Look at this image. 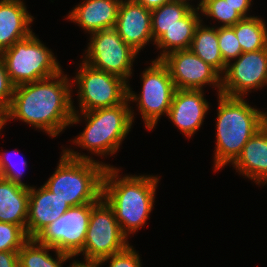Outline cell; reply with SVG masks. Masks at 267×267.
<instances>
[{"instance_id": "obj_1", "label": "cell", "mask_w": 267, "mask_h": 267, "mask_svg": "<svg viewBox=\"0 0 267 267\" xmlns=\"http://www.w3.org/2000/svg\"><path fill=\"white\" fill-rule=\"evenodd\" d=\"M63 73L14 86L12 101L6 110L7 121L21 120L51 137H57L69 127L74 114V85Z\"/></svg>"}, {"instance_id": "obj_2", "label": "cell", "mask_w": 267, "mask_h": 267, "mask_svg": "<svg viewBox=\"0 0 267 267\" xmlns=\"http://www.w3.org/2000/svg\"><path fill=\"white\" fill-rule=\"evenodd\" d=\"M117 167H106L102 180V198L113 209L122 233L128 238L143 225L154 207L158 175L121 176Z\"/></svg>"}, {"instance_id": "obj_3", "label": "cell", "mask_w": 267, "mask_h": 267, "mask_svg": "<svg viewBox=\"0 0 267 267\" xmlns=\"http://www.w3.org/2000/svg\"><path fill=\"white\" fill-rule=\"evenodd\" d=\"M217 96L214 171L232 165L248 140L264 126V112L249 105L244 97Z\"/></svg>"}, {"instance_id": "obj_4", "label": "cell", "mask_w": 267, "mask_h": 267, "mask_svg": "<svg viewBox=\"0 0 267 267\" xmlns=\"http://www.w3.org/2000/svg\"><path fill=\"white\" fill-rule=\"evenodd\" d=\"M62 150L57 168L44 186L70 206L97 203L102 198L105 168L112 165L72 148Z\"/></svg>"}, {"instance_id": "obj_5", "label": "cell", "mask_w": 267, "mask_h": 267, "mask_svg": "<svg viewBox=\"0 0 267 267\" xmlns=\"http://www.w3.org/2000/svg\"><path fill=\"white\" fill-rule=\"evenodd\" d=\"M130 105L128 98L117 106L87 112H79L73 105L74 114L70 126L79 124L82 117L87 122L83 132L72 140L73 145L76 144L95 156H113L131 131L135 113Z\"/></svg>"}, {"instance_id": "obj_6", "label": "cell", "mask_w": 267, "mask_h": 267, "mask_svg": "<svg viewBox=\"0 0 267 267\" xmlns=\"http://www.w3.org/2000/svg\"><path fill=\"white\" fill-rule=\"evenodd\" d=\"M0 56L14 86L47 79L62 71L54 53L34 32L3 50Z\"/></svg>"}, {"instance_id": "obj_7", "label": "cell", "mask_w": 267, "mask_h": 267, "mask_svg": "<svg viewBox=\"0 0 267 267\" xmlns=\"http://www.w3.org/2000/svg\"><path fill=\"white\" fill-rule=\"evenodd\" d=\"M141 74L142 90L140 94L132 91L128 83L129 101L137 103L138 111L148 130L155 128L162 115H168L176 91L168 68L161 60L153 59Z\"/></svg>"}, {"instance_id": "obj_8", "label": "cell", "mask_w": 267, "mask_h": 267, "mask_svg": "<svg viewBox=\"0 0 267 267\" xmlns=\"http://www.w3.org/2000/svg\"><path fill=\"white\" fill-rule=\"evenodd\" d=\"M78 91L80 112L109 108L123 103L128 95V83L122 78L97 70L84 61L72 79Z\"/></svg>"}, {"instance_id": "obj_9", "label": "cell", "mask_w": 267, "mask_h": 267, "mask_svg": "<svg viewBox=\"0 0 267 267\" xmlns=\"http://www.w3.org/2000/svg\"><path fill=\"white\" fill-rule=\"evenodd\" d=\"M89 41L82 61L128 83L133 75V62L139 53L123 41L115 28L92 33Z\"/></svg>"}, {"instance_id": "obj_10", "label": "cell", "mask_w": 267, "mask_h": 267, "mask_svg": "<svg viewBox=\"0 0 267 267\" xmlns=\"http://www.w3.org/2000/svg\"><path fill=\"white\" fill-rule=\"evenodd\" d=\"M128 245V238L122 233L113 209L101 198L91 209L84 247L78 255H83L86 261H101Z\"/></svg>"}, {"instance_id": "obj_11", "label": "cell", "mask_w": 267, "mask_h": 267, "mask_svg": "<svg viewBox=\"0 0 267 267\" xmlns=\"http://www.w3.org/2000/svg\"><path fill=\"white\" fill-rule=\"evenodd\" d=\"M96 203L71 206L34 239L74 258L83 250L91 209Z\"/></svg>"}, {"instance_id": "obj_12", "label": "cell", "mask_w": 267, "mask_h": 267, "mask_svg": "<svg viewBox=\"0 0 267 267\" xmlns=\"http://www.w3.org/2000/svg\"><path fill=\"white\" fill-rule=\"evenodd\" d=\"M232 61L221 75V94L246 98L251 90L267 86V47L244 52Z\"/></svg>"}, {"instance_id": "obj_13", "label": "cell", "mask_w": 267, "mask_h": 267, "mask_svg": "<svg viewBox=\"0 0 267 267\" xmlns=\"http://www.w3.org/2000/svg\"><path fill=\"white\" fill-rule=\"evenodd\" d=\"M168 68L176 89L203 90L205 85L221 94V74L190 49L169 53L161 59Z\"/></svg>"}, {"instance_id": "obj_14", "label": "cell", "mask_w": 267, "mask_h": 267, "mask_svg": "<svg viewBox=\"0 0 267 267\" xmlns=\"http://www.w3.org/2000/svg\"><path fill=\"white\" fill-rule=\"evenodd\" d=\"M204 90L176 89L167 117L190 139L201 128L208 113Z\"/></svg>"}, {"instance_id": "obj_15", "label": "cell", "mask_w": 267, "mask_h": 267, "mask_svg": "<svg viewBox=\"0 0 267 267\" xmlns=\"http://www.w3.org/2000/svg\"><path fill=\"white\" fill-rule=\"evenodd\" d=\"M123 39L138 53L149 42L154 43L151 28V10L133 0H121L114 27Z\"/></svg>"}, {"instance_id": "obj_16", "label": "cell", "mask_w": 267, "mask_h": 267, "mask_svg": "<svg viewBox=\"0 0 267 267\" xmlns=\"http://www.w3.org/2000/svg\"><path fill=\"white\" fill-rule=\"evenodd\" d=\"M71 206L44 185L29 187L26 233L34 239L46 226L63 215Z\"/></svg>"}, {"instance_id": "obj_17", "label": "cell", "mask_w": 267, "mask_h": 267, "mask_svg": "<svg viewBox=\"0 0 267 267\" xmlns=\"http://www.w3.org/2000/svg\"><path fill=\"white\" fill-rule=\"evenodd\" d=\"M121 0H83L67 15L88 34L99 30L114 28Z\"/></svg>"}, {"instance_id": "obj_18", "label": "cell", "mask_w": 267, "mask_h": 267, "mask_svg": "<svg viewBox=\"0 0 267 267\" xmlns=\"http://www.w3.org/2000/svg\"><path fill=\"white\" fill-rule=\"evenodd\" d=\"M28 11L23 0H0V53L33 33Z\"/></svg>"}, {"instance_id": "obj_19", "label": "cell", "mask_w": 267, "mask_h": 267, "mask_svg": "<svg viewBox=\"0 0 267 267\" xmlns=\"http://www.w3.org/2000/svg\"><path fill=\"white\" fill-rule=\"evenodd\" d=\"M236 172L255 184H267V128L263 126L244 145L242 153L232 164Z\"/></svg>"}, {"instance_id": "obj_20", "label": "cell", "mask_w": 267, "mask_h": 267, "mask_svg": "<svg viewBox=\"0 0 267 267\" xmlns=\"http://www.w3.org/2000/svg\"><path fill=\"white\" fill-rule=\"evenodd\" d=\"M29 187L0 177V222L21 226L26 231Z\"/></svg>"}, {"instance_id": "obj_21", "label": "cell", "mask_w": 267, "mask_h": 267, "mask_svg": "<svg viewBox=\"0 0 267 267\" xmlns=\"http://www.w3.org/2000/svg\"><path fill=\"white\" fill-rule=\"evenodd\" d=\"M198 12L199 8L194 7L155 42L154 45L160 50V55L158 54L156 60H161L171 52L190 48L196 27L203 21Z\"/></svg>"}, {"instance_id": "obj_22", "label": "cell", "mask_w": 267, "mask_h": 267, "mask_svg": "<svg viewBox=\"0 0 267 267\" xmlns=\"http://www.w3.org/2000/svg\"><path fill=\"white\" fill-rule=\"evenodd\" d=\"M203 24L201 21L196 27L189 49L222 75L225 72L227 64L223 61L219 50L217 37L218 26L209 27V25L206 26Z\"/></svg>"}, {"instance_id": "obj_23", "label": "cell", "mask_w": 267, "mask_h": 267, "mask_svg": "<svg viewBox=\"0 0 267 267\" xmlns=\"http://www.w3.org/2000/svg\"><path fill=\"white\" fill-rule=\"evenodd\" d=\"M50 250L55 252V258L49 254ZM70 259L73 257L40 244L35 239H29L18 251L19 267H63Z\"/></svg>"}, {"instance_id": "obj_24", "label": "cell", "mask_w": 267, "mask_h": 267, "mask_svg": "<svg viewBox=\"0 0 267 267\" xmlns=\"http://www.w3.org/2000/svg\"><path fill=\"white\" fill-rule=\"evenodd\" d=\"M232 28L243 53L267 47V26L264 19L253 15L241 19Z\"/></svg>"}, {"instance_id": "obj_25", "label": "cell", "mask_w": 267, "mask_h": 267, "mask_svg": "<svg viewBox=\"0 0 267 267\" xmlns=\"http://www.w3.org/2000/svg\"><path fill=\"white\" fill-rule=\"evenodd\" d=\"M193 5L183 1L167 2L159 8L151 10V28L154 43L178 20L184 18L192 9Z\"/></svg>"}, {"instance_id": "obj_26", "label": "cell", "mask_w": 267, "mask_h": 267, "mask_svg": "<svg viewBox=\"0 0 267 267\" xmlns=\"http://www.w3.org/2000/svg\"><path fill=\"white\" fill-rule=\"evenodd\" d=\"M198 8L201 16L211 17L210 19H214L220 24L219 27H232L243 19L226 0H203Z\"/></svg>"}, {"instance_id": "obj_27", "label": "cell", "mask_w": 267, "mask_h": 267, "mask_svg": "<svg viewBox=\"0 0 267 267\" xmlns=\"http://www.w3.org/2000/svg\"><path fill=\"white\" fill-rule=\"evenodd\" d=\"M28 240L29 237L21 226L0 222V251H19Z\"/></svg>"}, {"instance_id": "obj_28", "label": "cell", "mask_w": 267, "mask_h": 267, "mask_svg": "<svg viewBox=\"0 0 267 267\" xmlns=\"http://www.w3.org/2000/svg\"><path fill=\"white\" fill-rule=\"evenodd\" d=\"M218 45L223 61L228 64L243 52L232 27H217Z\"/></svg>"}, {"instance_id": "obj_29", "label": "cell", "mask_w": 267, "mask_h": 267, "mask_svg": "<svg viewBox=\"0 0 267 267\" xmlns=\"http://www.w3.org/2000/svg\"><path fill=\"white\" fill-rule=\"evenodd\" d=\"M14 153L16 154L17 151ZM14 153H12V155ZM9 155L11 156V154L7 152L0 154V177L8 181H12L14 183L20 184L22 186L30 187L28 184L26 185V183H23L21 180V177L24 174L23 172L25 171L21 167H24V169H26L27 161L22 160L23 157H21V161H19V163L17 162L18 164H15L11 161L12 159L10 158Z\"/></svg>"}, {"instance_id": "obj_30", "label": "cell", "mask_w": 267, "mask_h": 267, "mask_svg": "<svg viewBox=\"0 0 267 267\" xmlns=\"http://www.w3.org/2000/svg\"><path fill=\"white\" fill-rule=\"evenodd\" d=\"M109 267H142L139 253L130 244L122 251L109 257L103 258L100 262H109Z\"/></svg>"}, {"instance_id": "obj_31", "label": "cell", "mask_w": 267, "mask_h": 267, "mask_svg": "<svg viewBox=\"0 0 267 267\" xmlns=\"http://www.w3.org/2000/svg\"><path fill=\"white\" fill-rule=\"evenodd\" d=\"M14 85L11 83L5 63L0 56V108L7 110L13 97Z\"/></svg>"}, {"instance_id": "obj_32", "label": "cell", "mask_w": 267, "mask_h": 267, "mask_svg": "<svg viewBox=\"0 0 267 267\" xmlns=\"http://www.w3.org/2000/svg\"><path fill=\"white\" fill-rule=\"evenodd\" d=\"M226 2L232 6L237 12L243 17H251L252 15L248 14L250 10L251 4L253 3L252 0H226Z\"/></svg>"}, {"instance_id": "obj_33", "label": "cell", "mask_w": 267, "mask_h": 267, "mask_svg": "<svg viewBox=\"0 0 267 267\" xmlns=\"http://www.w3.org/2000/svg\"><path fill=\"white\" fill-rule=\"evenodd\" d=\"M0 267H19L18 251H0Z\"/></svg>"}, {"instance_id": "obj_34", "label": "cell", "mask_w": 267, "mask_h": 267, "mask_svg": "<svg viewBox=\"0 0 267 267\" xmlns=\"http://www.w3.org/2000/svg\"><path fill=\"white\" fill-rule=\"evenodd\" d=\"M141 5H143L146 9L153 10L159 8L167 2H171L174 0H133Z\"/></svg>"}, {"instance_id": "obj_35", "label": "cell", "mask_w": 267, "mask_h": 267, "mask_svg": "<svg viewBox=\"0 0 267 267\" xmlns=\"http://www.w3.org/2000/svg\"><path fill=\"white\" fill-rule=\"evenodd\" d=\"M102 265L104 264L100 261H79L73 259V262L68 267H101Z\"/></svg>"}, {"instance_id": "obj_36", "label": "cell", "mask_w": 267, "mask_h": 267, "mask_svg": "<svg viewBox=\"0 0 267 267\" xmlns=\"http://www.w3.org/2000/svg\"><path fill=\"white\" fill-rule=\"evenodd\" d=\"M7 124L6 110L0 108V132Z\"/></svg>"}, {"instance_id": "obj_37", "label": "cell", "mask_w": 267, "mask_h": 267, "mask_svg": "<svg viewBox=\"0 0 267 267\" xmlns=\"http://www.w3.org/2000/svg\"><path fill=\"white\" fill-rule=\"evenodd\" d=\"M176 1H183V2H186L188 4H190L192 2V0H191V2H189L190 0H176ZM202 1L203 0L199 1L196 7H199Z\"/></svg>"}, {"instance_id": "obj_38", "label": "cell", "mask_w": 267, "mask_h": 267, "mask_svg": "<svg viewBox=\"0 0 267 267\" xmlns=\"http://www.w3.org/2000/svg\"><path fill=\"white\" fill-rule=\"evenodd\" d=\"M264 126L267 128V112H264Z\"/></svg>"}]
</instances>
